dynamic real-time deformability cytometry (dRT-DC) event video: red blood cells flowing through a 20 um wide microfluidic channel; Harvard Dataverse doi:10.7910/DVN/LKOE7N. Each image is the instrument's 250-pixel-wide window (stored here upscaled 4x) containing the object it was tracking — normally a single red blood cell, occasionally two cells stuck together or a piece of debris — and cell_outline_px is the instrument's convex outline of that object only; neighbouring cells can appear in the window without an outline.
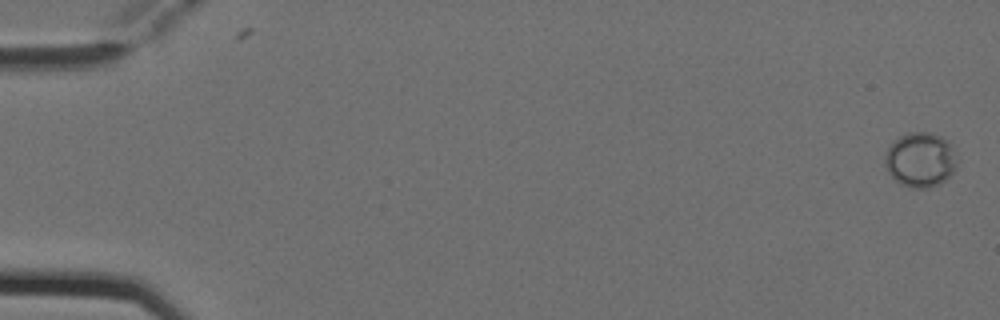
{"species": "Egyptian fruit bat (a non-hibernating species)", "species_latin": "Rousettus aegyptiacus", "temperature_condition": "cold", "stored_images_in_passage": 5, "camera_frame_rate_fps": 3000, "um_per_image_px": 0.085, "animal": {"sex": "female"}, "frame": {"image": 1, "passage_image": 1, "time_ms": 0.0, "image_size_px": [1000, 320], "cell_outline_px": [[956, 168], [940, 184], [928, 188], [912, 188], [900, 184], [892, 180], [884, 164], [884, 156], [892, 140], [908, 132], [932, 132], [948, 140], [952, 148], [956, 160]], "centroid_in_image_um": [78.18, 13.58], "position_along_channel_um": 6.8, "area_um2": 23.29}}
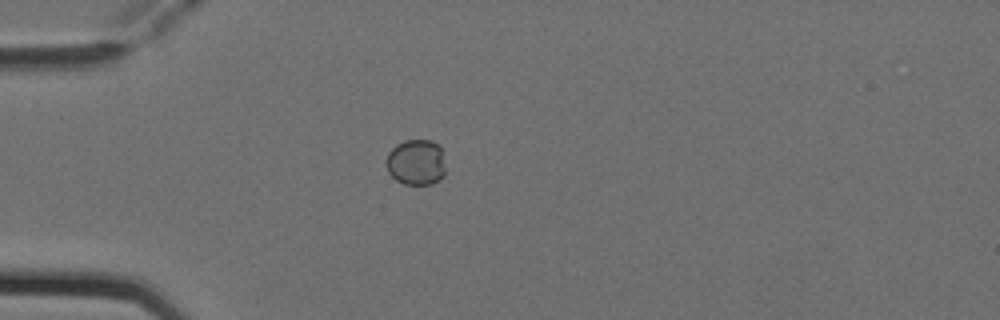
{"frame": {"image": 2, "passage_image": 5, "time_ms": 1.333, "image_size_px": [1000, 320], "cell_outline_px": [[444, 176], [440, 180], [432, 184], [404, 184], [396, 180], [388, 172], [388, 152], [396, 144], [404, 140], [432, 140], [440, 144], [444, 152]], "centroid_in_image_um": [35.42, 13.77], "position_along_channel_um": 49.6, "area_um2": 16.01}}